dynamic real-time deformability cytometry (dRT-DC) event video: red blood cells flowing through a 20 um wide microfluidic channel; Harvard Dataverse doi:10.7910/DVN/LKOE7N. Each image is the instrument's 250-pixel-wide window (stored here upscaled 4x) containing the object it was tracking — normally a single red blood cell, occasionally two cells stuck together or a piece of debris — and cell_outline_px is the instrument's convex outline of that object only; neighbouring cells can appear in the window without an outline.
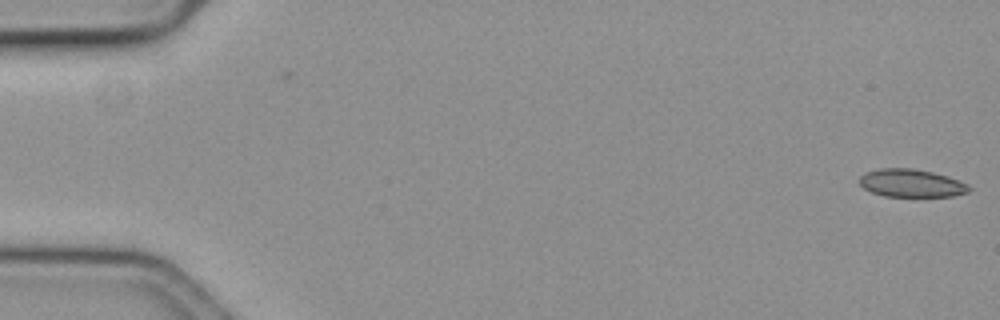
{"species": "common noctule bat (a hibernating species)", "species_latin": "Nyctalus noctula", "temperature_condition": "cold", "stored_images_in_passage": 3, "camera_frame_rate_fps": 3000, "um_per_image_px": 0.085, "animal": {"sex": "female", "body_mass_g": 19.3, "forearm_length_mm": 54.1}, "frame": {"image": 1, "passage_image": 3, "time_ms": 0.667, "image_size_px": [1000, 320], "cell_outline_px": [[972, 188], [968, 192], [952, 196], [884, 196], [872, 192], [864, 188], [860, 184], [860, 176], [868, 172], [880, 168], [912, 168], [932, 172], [948, 176], [968, 184]], "centroid_in_image_um": [77.49, 15.57], "position_along_channel_um": 7.5, "area_um2": 17.69}}